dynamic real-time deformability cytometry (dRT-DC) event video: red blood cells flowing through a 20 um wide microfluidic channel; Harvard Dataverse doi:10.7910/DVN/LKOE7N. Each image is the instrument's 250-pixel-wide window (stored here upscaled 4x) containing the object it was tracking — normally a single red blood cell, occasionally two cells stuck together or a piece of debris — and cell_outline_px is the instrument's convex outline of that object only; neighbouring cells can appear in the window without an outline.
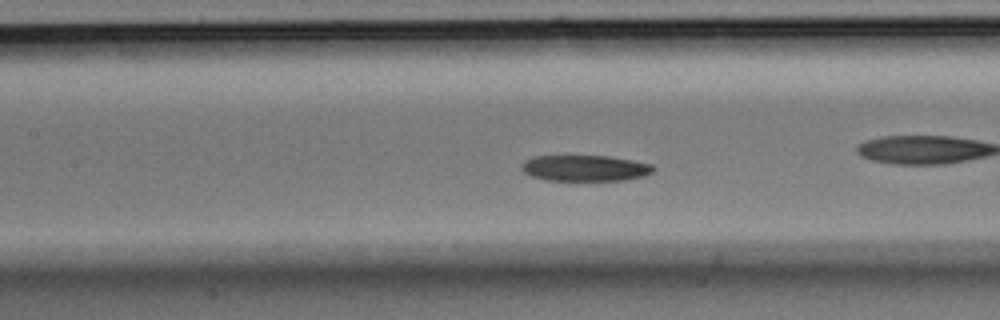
{"species": "Egyptian fruit bat (a non-hibernating species)", "species_latin": "Rousettus aegyptiacus", "temperature_condition": "room temperature", "stored_images_in_passage": 33, "camera_frame_rate_fps": 3000, "um_per_image_px": 0.085, "animal": {"sex": "male"}, "frame": {"image": 1, "passage_image": 15, "time_ms": 4.667, "image_size_px": [1000, 320], "cell_outline_px": [[656, 168], [652, 172], [644, 176], [624, 180], [544, 180], [532, 176], [524, 172], [520, 168], [520, 164], [524, 160], [532, 156], [608, 156], [632, 160], [652, 164]], "centroid_in_image_um": [49.7, 14.28], "position_along_channel_um": 157.7, "area_um2": 20.06}}